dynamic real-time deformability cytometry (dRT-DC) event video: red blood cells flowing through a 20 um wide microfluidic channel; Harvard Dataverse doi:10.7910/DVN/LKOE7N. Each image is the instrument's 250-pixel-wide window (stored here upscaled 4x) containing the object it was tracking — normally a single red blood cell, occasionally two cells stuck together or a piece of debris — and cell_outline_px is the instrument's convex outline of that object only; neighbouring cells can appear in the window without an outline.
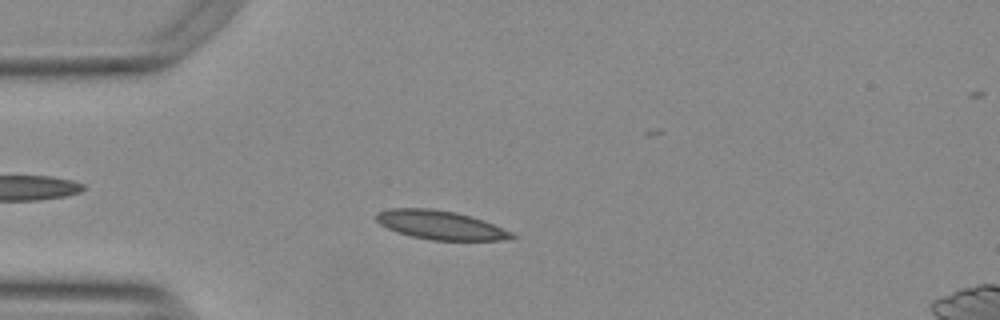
{"species": "Egyptian fruit bat (a non-hibernating species)", "species_latin": "Rousettus aegyptiacus", "temperature_condition": "warm", "stored_images_in_passage": 45, "camera_frame_rate_fps": 3000, "um_per_image_px": 0.085, "animal": {"sex": "female"}, "frame": {"image": 1, "passage_image": 5, "time_ms": 1.333, "image_size_px": [1000, 320], "cell_outline_px": [[516, 236], [500, 240], [432, 240], [412, 236], [396, 232], [380, 224], [376, 220], [376, 212], [388, 208], [432, 208], [456, 212], [492, 224], [512, 232]], "centroid_in_image_um": [37.36, 19.12], "position_along_channel_um": 47.6, "area_um2": 22.48}}
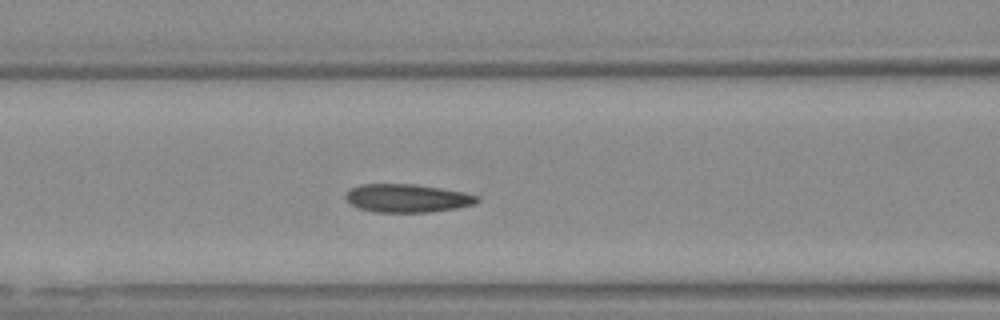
{"frame": {"image": 2, "passage_image": 13, "time_ms": 4.0, "image_size_px": [1000, 320], "cell_outline_px": [[480, 200], [476, 204], [456, 208], [432, 212], [376, 212], [360, 208], [352, 204], [344, 196], [352, 188], [360, 184], [412, 184], [440, 188], [464, 192], [480, 196]], "centroid_in_image_um": [34.67, 16.85], "position_along_channel_um": 131.9, "area_um2": 21.56}}
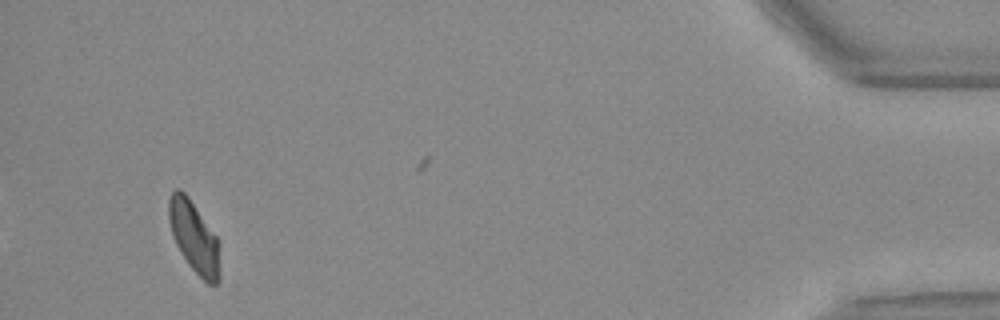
{"frame": {"image": 3, "passage_image": 42, "time_ms": 13.667, "image_size_px": [1000, 320], "cell_outline_px": [[220, 280], [216, 284], [208, 284], [188, 264], [180, 252], [172, 236], [168, 220], [168, 200], [172, 192], [176, 188], [180, 188], [188, 196], [216, 236], [220, 244]], "centroid_in_image_um": [16.5, 20.16], "position_along_channel_um": 418.7, "area_um2": 21.44}, "authors_computed_cell_mechanics": {"area_um2": 21.5594, "velocity_mm_per_s": 3.7515, "shape_relaxation_time_tau1_ms": null, "shape_relaxation_time_tau2_ms": 2.7867, "deformation_change_tau1": null, "deformation_change_tau2": 0.0853}}